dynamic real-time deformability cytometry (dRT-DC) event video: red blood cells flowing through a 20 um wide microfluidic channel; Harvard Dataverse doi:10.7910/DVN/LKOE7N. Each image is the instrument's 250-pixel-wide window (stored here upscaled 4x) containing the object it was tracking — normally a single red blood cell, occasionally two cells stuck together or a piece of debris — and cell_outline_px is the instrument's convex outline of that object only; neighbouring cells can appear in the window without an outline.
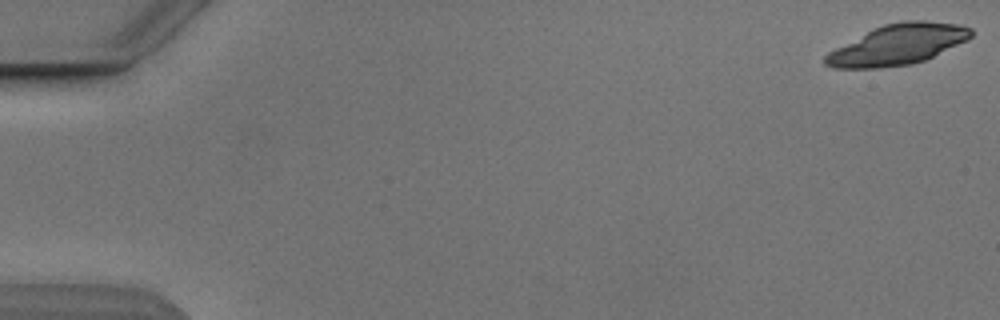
{"species": "Egyptian fruit bat (a non-hibernating species)", "species_latin": "Rousettus aegyptiacus", "temperature_condition": "cold", "stored_images_in_passage": 6, "camera_frame_rate_fps": 3000, "um_per_image_px": 0.085, "animal": {"sex": "male"}, "frame": {"image": 1, "passage_image": 1, "time_ms": 0.0, "image_size_px": [1000, 320], "cell_outline_px": [[972, 36], [968, 40], [924, 60], [912, 64], [880, 68], [836, 68], [824, 64], [824, 56], [828, 52], [872, 28], [884, 24], [904, 20], [924, 20], [960, 24], [972, 28]], "centroid_in_image_um": [76.32, 3.78], "position_along_channel_um": 8.7, "area_um2": 34.39}}